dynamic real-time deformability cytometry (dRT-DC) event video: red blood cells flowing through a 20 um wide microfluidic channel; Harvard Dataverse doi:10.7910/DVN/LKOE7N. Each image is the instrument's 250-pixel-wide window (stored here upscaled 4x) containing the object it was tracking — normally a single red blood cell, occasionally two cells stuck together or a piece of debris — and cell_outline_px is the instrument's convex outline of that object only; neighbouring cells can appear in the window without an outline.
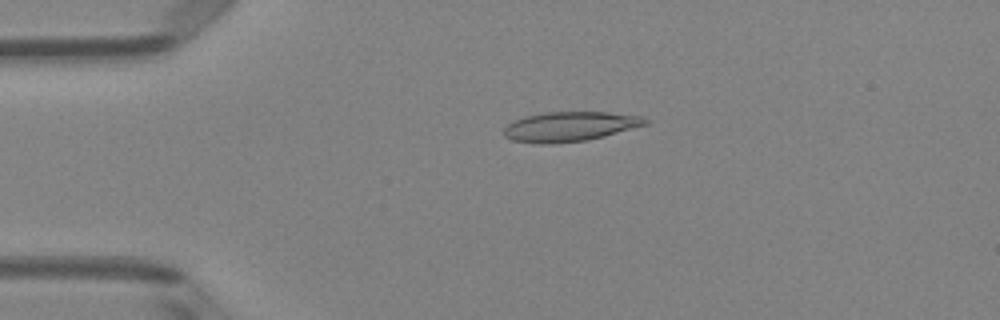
{"species": "Egyptian fruit bat (a non-hibernating species)", "species_latin": "Rousettus aegyptiacus", "temperature_condition": "room temperature", "stored_images_in_passage": 3, "camera_frame_rate_fps": 3000, "um_per_image_px": 0.085, "animal": {"sex": "female"}, "frame": {"image": 1, "passage_image": 3, "time_ms": 0.667, "image_size_px": [1000, 320], "cell_outline_px": [[652, 120], [648, 124], [604, 136], [588, 140], [552, 144], [536, 144], [512, 140], [504, 136], [504, 128], [508, 124], [524, 116], [544, 112], [608, 112], [640, 116]], "centroid_in_image_um": [48.44, 10.76], "position_along_channel_um": 36.6, "area_um2": 24.62}}